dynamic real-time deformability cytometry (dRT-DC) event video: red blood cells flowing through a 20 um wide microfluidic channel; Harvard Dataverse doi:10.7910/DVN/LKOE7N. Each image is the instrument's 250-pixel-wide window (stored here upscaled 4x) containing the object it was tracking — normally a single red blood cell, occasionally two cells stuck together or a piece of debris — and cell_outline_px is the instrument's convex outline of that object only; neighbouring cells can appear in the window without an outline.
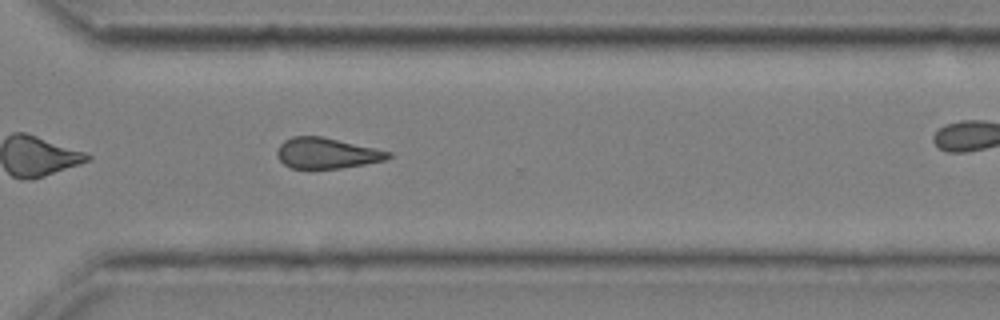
{"species": "common noctule bat (a hibernating species)", "species_latin": "Nyctalus noctula", "temperature_condition": "cold", "stored_images_in_passage": 29, "camera_frame_rate_fps": 3000, "um_per_image_px": 0.085, "animal": {"sex": "male", "body_mass_g": 20.4}, "frame": {"image": 1, "passage_image": 25, "time_ms": 8.0, "image_size_px": [1000, 320], "cell_outline_px": [[392, 156], [388, 160], [340, 168], [292, 168], [284, 164], [280, 160], [276, 152], [276, 148], [284, 140], [292, 136], [320, 136], [392, 152]], "centroid_in_image_um": [27.76, 13.02], "position_along_channel_um": 342.8, "area_um2": 19.77}}